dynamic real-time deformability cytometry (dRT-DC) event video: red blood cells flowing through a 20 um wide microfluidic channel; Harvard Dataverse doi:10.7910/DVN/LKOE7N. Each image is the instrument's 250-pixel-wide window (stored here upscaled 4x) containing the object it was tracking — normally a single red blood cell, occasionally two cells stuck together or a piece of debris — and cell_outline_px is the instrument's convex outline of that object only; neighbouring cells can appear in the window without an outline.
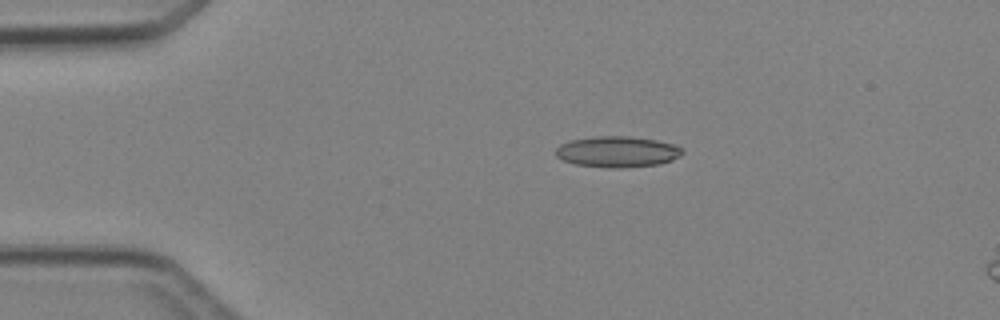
{"species": "Egyptian fruit bat (a non-hibernating species)", "species_latin": "Rousettus aegyptiacus", "temperature_condition": "cold", "stored_images_in_passage": 4, "camera_frame_rate_fps": 3000, "um_per_image_px": 0.085, "animal": {"sex": "female"}, "frame": {"image": 1, "passage_image": 3, "time_ms": 2.333, "image_size_px": [1000, 320], "cell_outline_px": [[684, 152], [680, 156], [672, 160], [660, 164], [620, 168], [612, 168], [576, 164], [564, 160], [556, 156], [556, 148], [560, 144], [572, 140], [596, 136], [628, 136], [656, 140], [676, 144]], "centroid_in_image_um": [52.5, 12.89], "position_along_channel_um": 32.5, "area_um2": 22.77}}